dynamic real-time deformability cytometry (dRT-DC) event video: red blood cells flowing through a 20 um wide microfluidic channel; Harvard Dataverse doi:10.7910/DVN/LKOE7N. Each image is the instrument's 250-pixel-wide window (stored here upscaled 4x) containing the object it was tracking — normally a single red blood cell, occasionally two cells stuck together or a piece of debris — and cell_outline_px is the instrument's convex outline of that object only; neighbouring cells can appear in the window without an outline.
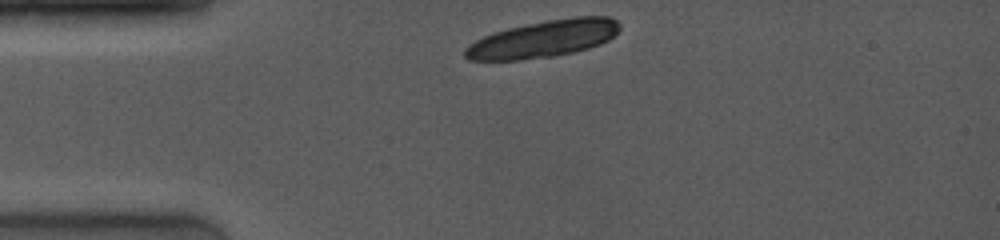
{"species": "common noctule bat (a hibernating species)", "species_latin": "Nyctalus noctula", "temperature_condition": "room temperature", "stored_images_in_passage": 3, "camera_frame_rate_fps": 4000, "um_per_image_px": 0.085, "animal": {"sex": "female", "body_mass_g": 19.0, "forearm_length_mm": 53.3}, "frame": {"image": 1, "passage_image": 1, "time_ms": 0.0, "image_size_px": [1000, 240], "cell_outline_px": [[620, 28], [608, 40], [600, 44], [588, 48], [572, 52], [552, 56], [520, 60], [468, 60], [464, 56], [464, 48], [468, 44], [492, 32], [508, 28], [548, 20], [572, 16], [608, 16], [616, 20], [620, 24]], "centroid_in_image_um": [46.17, 3.3], "position_along_channel_um": 38.8, "area_um2": 33.29}}